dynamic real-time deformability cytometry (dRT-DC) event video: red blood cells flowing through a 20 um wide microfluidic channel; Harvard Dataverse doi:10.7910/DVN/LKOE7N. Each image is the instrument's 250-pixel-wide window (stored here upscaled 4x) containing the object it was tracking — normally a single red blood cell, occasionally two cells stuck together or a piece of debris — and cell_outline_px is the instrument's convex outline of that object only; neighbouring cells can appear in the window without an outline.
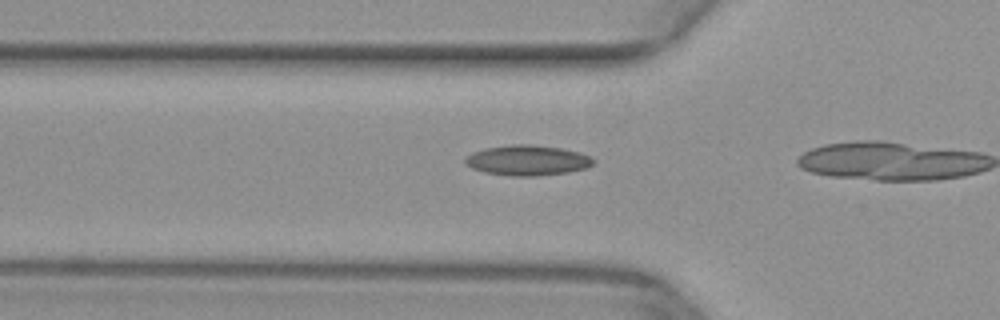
{"species": "common noctule bat (a hibernating species)", "species_latin": "Nyctalus noctula", "temperature_condition": "warm", "stored_images_in_passage": 8, "camera_frame_rate_fps": 3000, "um_per_image_px": 0.085, "animal": {"sex": "female", "body_mass_g": 29.2, "forearm_length_mm": 56.3}, "frame": {"image": 1, "passage_image": 7, "time_ms": 2.0, "image_size_px": [1000, 320], "cell_outline_px": [[596, 160], [588, 168], [568, 172], [536, 176], [512, 176], [484, 172], [472, 168], [464, 164], [464, 156], [472, 152], [488, 148], [512, 144], [532, 144], [560, 148], [580, 152], [592, 156]], "centroid_in_image_um": [44.84, 13.63], "position_along_channel_um": 81.0, "area_um2": 22.83}}